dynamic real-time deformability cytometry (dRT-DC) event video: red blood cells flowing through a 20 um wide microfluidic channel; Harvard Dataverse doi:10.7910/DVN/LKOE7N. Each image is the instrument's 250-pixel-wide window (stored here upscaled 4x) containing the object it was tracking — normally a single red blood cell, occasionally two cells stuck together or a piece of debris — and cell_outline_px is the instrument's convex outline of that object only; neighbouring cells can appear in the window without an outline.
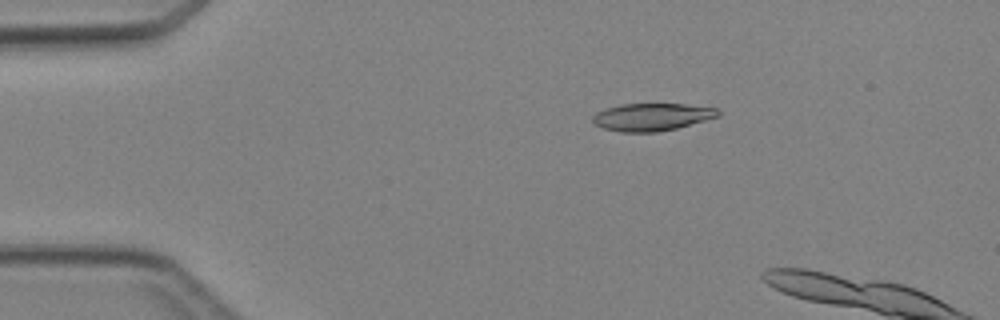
{"species": "Egyptian fruit bat (a non-hibernating species)", "species_latin": "Rousettus aegyptiacus", "temperature_condition": "cold", "stored_images_in_passage": 3, "camera_frame_rate_fps": 3000, "um_per_image_px": 0.085, "animal": {"sex": "female"}, "frame": {"image": 1, "passage_image": 2, "time_ms": 1.0, "image_size_px": [1000, 320], "cell_outline_px": [[720, 112], [716, 116], [704, 120], [676, 128], [656, 132], [620, 132], [604, 128], [596, 124], [592, 120], [592, 116], [596, 112], [604, 108], [620, 104], [684, 104], [716, 108]], "centroid_in_image_um": [55.34, 9.93], "position_along_channel_um": 29.7, "area_um2": 19.88}}